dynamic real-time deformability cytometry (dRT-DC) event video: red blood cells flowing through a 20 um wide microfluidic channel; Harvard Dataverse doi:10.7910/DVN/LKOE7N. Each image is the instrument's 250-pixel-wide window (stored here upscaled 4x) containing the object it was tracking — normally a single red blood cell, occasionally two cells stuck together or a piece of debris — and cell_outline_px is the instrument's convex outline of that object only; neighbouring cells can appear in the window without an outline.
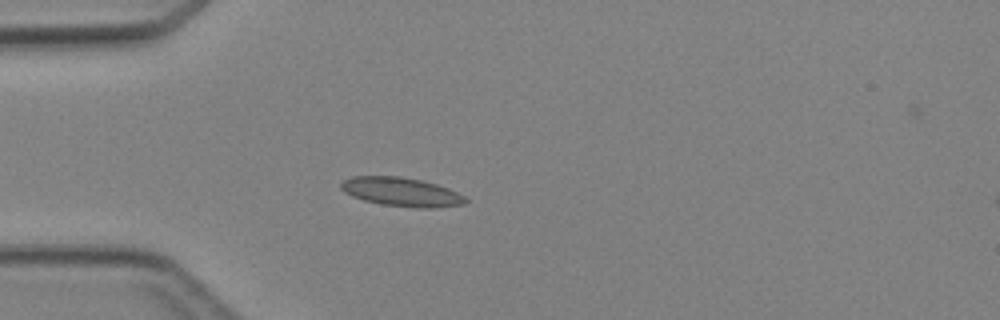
{"species": "Egyptian fruit bat (a non-hibernating species)", "species_latin": "Rousettus aegyptiacus", "temperature_condition": "cold", "stored_images_in_passage": 5, "camera_frame_rate_fps": 3000, "um_per_image_px": 0.085, "animal": {"sex": "female"}, "frame": {"image": 1, "passage_image": 4, "time_ms": 4.333, "image_size_px": [1000, 320], "cell_outline_px": [[468, 200], [464, 204], [436, 208], [416, 208], [380, 204], [364, 200], [352, 196], [344, 192], [340, 188], [340, 184], [344, 180], [352, 176], [400, 176], [420, 180], [436, 184], [448, 188], [464, 196]], "centroid_in_image_um": [34.11, 16.32], "position_along_channel_um": 50.9, "area_um2": 20.98}}